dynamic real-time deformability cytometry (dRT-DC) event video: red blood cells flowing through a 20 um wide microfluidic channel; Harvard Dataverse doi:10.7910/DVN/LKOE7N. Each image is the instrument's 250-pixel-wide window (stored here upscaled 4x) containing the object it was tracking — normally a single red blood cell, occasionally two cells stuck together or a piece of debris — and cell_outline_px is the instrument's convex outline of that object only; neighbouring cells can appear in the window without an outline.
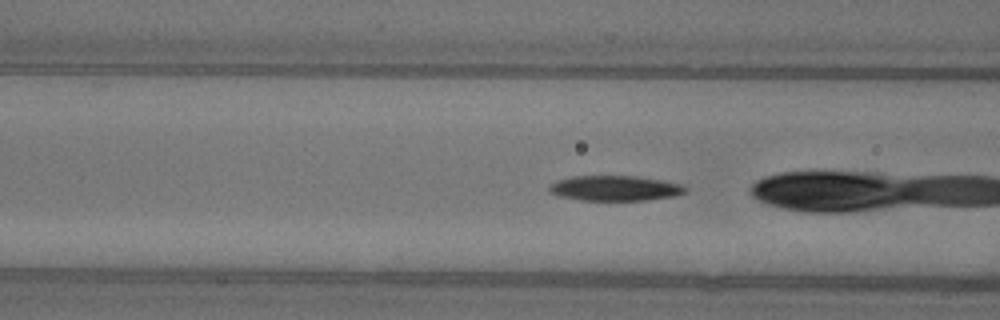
{"species": "common noctule bat (a hibernating species)", "species_latin": "Nyctalus noctula", "temperature_condition": "warm", "stored_images_in_passage": 18, "camera_frame_rate_fps": 3000, "um_per_image_px": 0.085, "animal": {"sex": "female"}, "frame": {"image": 1, "passage_image": 15, "time_ms": 4.667, "image_size_px": [1000, 320], "cell_outline_px": [[688, 192], [676, 196], [648, 200], [580, 200], [556, 196], [548, 192], [548, 184], [572, 176], [636, 176], [660, 180], [680, 184], [688, 188]], "centroid_in_image_um": [52.26, 16.01], "position_along_channel_um": 114.3, "area_um2": 20.17}}